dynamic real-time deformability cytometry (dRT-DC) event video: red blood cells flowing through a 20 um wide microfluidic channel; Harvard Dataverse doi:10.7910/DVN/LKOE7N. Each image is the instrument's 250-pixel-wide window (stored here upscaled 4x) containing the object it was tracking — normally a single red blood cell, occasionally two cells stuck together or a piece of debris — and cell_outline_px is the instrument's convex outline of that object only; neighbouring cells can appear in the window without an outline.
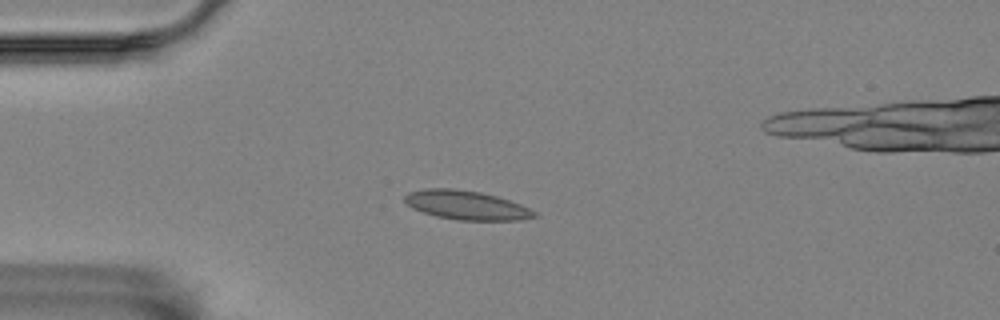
{"species": "Egyptian fruit bat (a non-hibernating species)", "species_latin": "Rousettus aegyptiacus", "temperature_condition": "room temperature", "stored_images_in_passage": 44, "camera_frame_rate_fps": 3000, "um_per_image_px": 0.085, "animal": {"sex": "female"}, "frame": {"image": 1, "passage_image": 1, "time_ms": 0.0, "image_size_px": [1000, 320], "cell_outline_px": [[540, 216], [520, 220], [456, 220], [436, 216], [412, 208], [404, 200], [404, 196], [408, 192], [424, 188], [452, 188], [480, 192], [496, 196], [520, 204], [536, 212]], "centroid_in_image_um": [39.64, 17.44], "position_along_channel_um": 45.4, "area_um2": 21.91}}
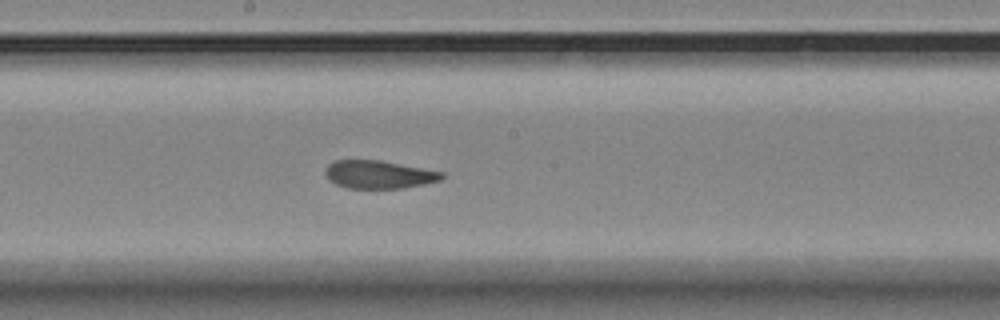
{"frame": {"image": 2, "passage_image": 17, "time_ms": 5.333, "image_size_px": [1000, 320], "cell_outline_px": [[444, 176], [440, 180], [424, 184], [404, 188], [348, 188], [336, 184], [328, 180], [324, 172], [328, 164], [336, 160], [380, 160], [444, 172]], "centroid_in_image_um": [32.18, 14.83], "position_along_channel_um": 216.0, "area_um2": 19.02}}
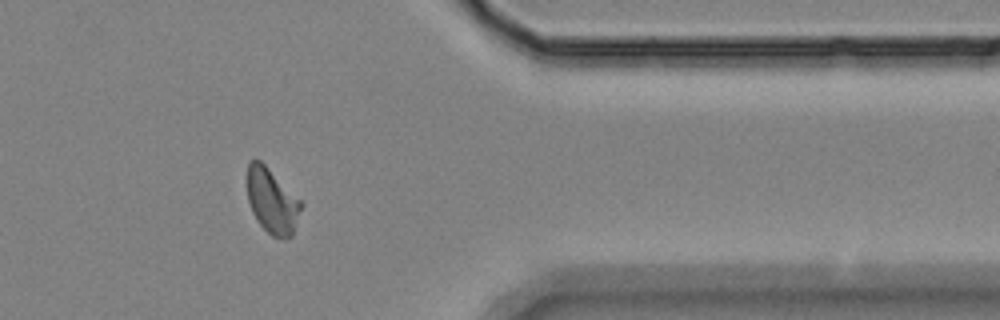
{"frame": {"image": 3, "passage_image": 33, "time_ms": 10.667, "image_size_px": [1000, 320], "cell_outline_px": [[304, 204], [292, 236], [272, 236], [256, 220], [252, 212], [248, 200], [248, 164], [252, 160], [260, 160]], "centroid_in_image_um": [23.14, 17.09], "position_along_channel_um": 388.3, "area_um2": 19.94}, "authors_computed_cell_mechanics": {"area_um2": 19.941, "velocity_mm_per_s": 3.528, "shape_relaxation_time_tau1_ms": null, "shape_relaxation_time_tau2_ms": 0.8028, "deformation_change_tau1": null, "deformation_change_tau2": 0.0691}}